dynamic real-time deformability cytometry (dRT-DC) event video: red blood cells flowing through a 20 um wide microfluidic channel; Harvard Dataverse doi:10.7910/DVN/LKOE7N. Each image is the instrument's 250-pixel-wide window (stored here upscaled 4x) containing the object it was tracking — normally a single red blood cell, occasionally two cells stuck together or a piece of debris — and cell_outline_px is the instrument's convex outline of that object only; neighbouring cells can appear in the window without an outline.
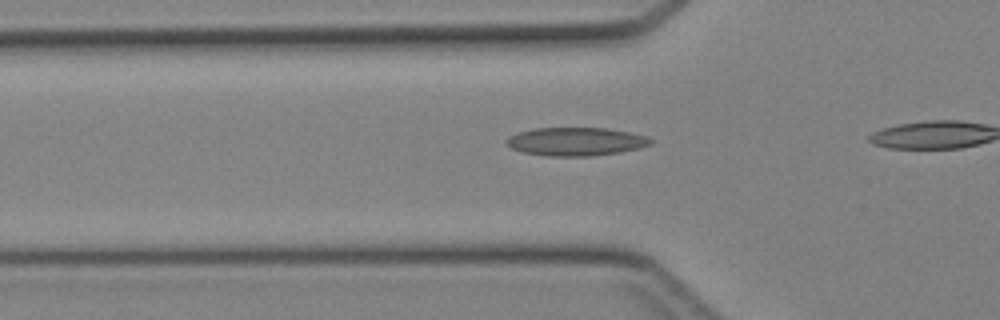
{"species": "Egyptian fruit bat (a non-hibernating species)", "species_latin": "Rousettus aegyptiacus", "temperature_condition": "cold", "stored_images_in_passage": 7, "camera_frame_rate_fps": 3000, "um_per_image_px": 0.085, "animal": {"sex": "female"}, "frame": {"image": 1, "passage_image": 2, "time_ms": 0.333, "image_size_px": [1000, 320], "cell_outline_px": [[656, 140], [652, 144], [640, 148], [620, 152], [592, 156], [548, 156], [524, 152], [512, 148], [508, 144], [508, 136], [520, 132], [536, 128], [608, 128], [648, 136]], "centroid_in_image_um": [49.04, 12.03], "position_along_channel_um": 76.8, "area_um2": 23.76}}
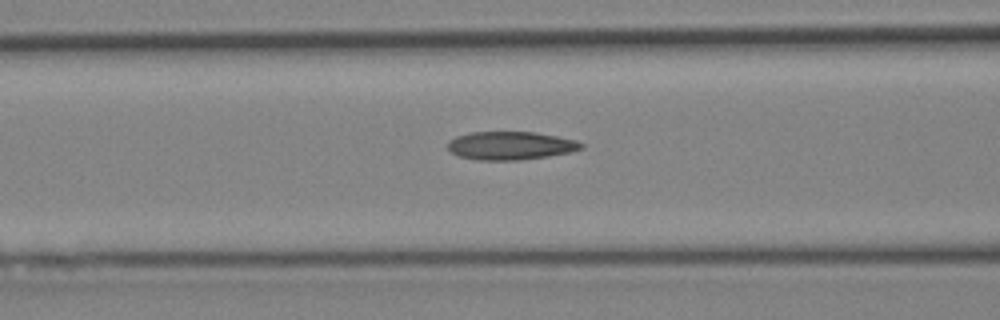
{"frame": {"image": 2, "passage_image": 5, "time_ms": 1.333, "image_size_px": [1000, 320], "cell_outline_px": [[584, 148], [568, 152], [548, 156], [520, 160], [480, 160], [456, 156], [448, 148], [448, 140], [456, 136], [472, 132], [536, 132], [576, 140], [584, 144]], "centroid_in_image_um": [43.38, 12.38], "position_along_channel_um": 123.2, "area_um2": 21.96}}